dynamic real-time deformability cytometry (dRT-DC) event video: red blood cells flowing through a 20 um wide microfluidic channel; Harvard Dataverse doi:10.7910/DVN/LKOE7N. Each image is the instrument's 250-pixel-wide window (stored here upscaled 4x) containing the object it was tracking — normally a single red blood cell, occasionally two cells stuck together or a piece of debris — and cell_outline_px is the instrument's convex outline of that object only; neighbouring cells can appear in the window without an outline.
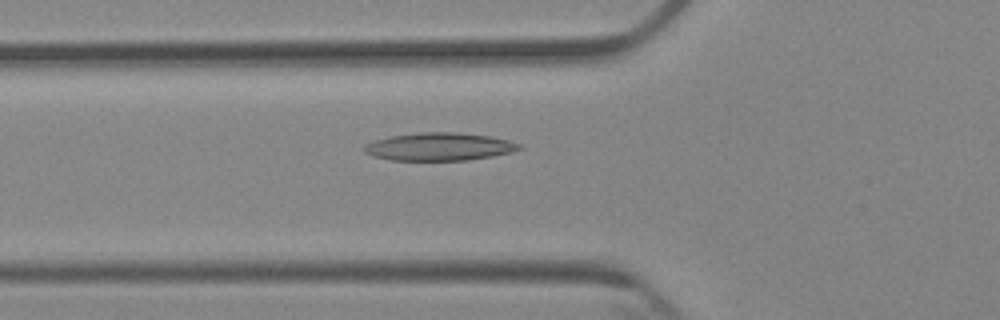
{"species": "Egyptian fruit bat (a non-hibernating species)", "species_latin": "Rousettus aegyptiacus", "temperature_condition": "cold", "stored_images_in_passage": 7, "camera_frame_rate_fps": 3000, "um_per_image_px": 0.085, "animal": {"sex": "female"}, "frame": {"image": 1, "passage_image": 7, "time_ms": 7.0, "image_size_px": [1000, 320], "cell_outline_px": [[524, 148], [512, 152], [492, 156], [468, 160], [392, 160], [376, 156], [364, 152], [364, 148], [368, 144], [376, 140], [392, 136], [420, 132], [456, 132], [492, 136], [508, 140], [520, 144]], "centroid_in_image_um": [37.42, 12.46], "position_along_channel_um": 88.4, "area_um2": 24.97}}